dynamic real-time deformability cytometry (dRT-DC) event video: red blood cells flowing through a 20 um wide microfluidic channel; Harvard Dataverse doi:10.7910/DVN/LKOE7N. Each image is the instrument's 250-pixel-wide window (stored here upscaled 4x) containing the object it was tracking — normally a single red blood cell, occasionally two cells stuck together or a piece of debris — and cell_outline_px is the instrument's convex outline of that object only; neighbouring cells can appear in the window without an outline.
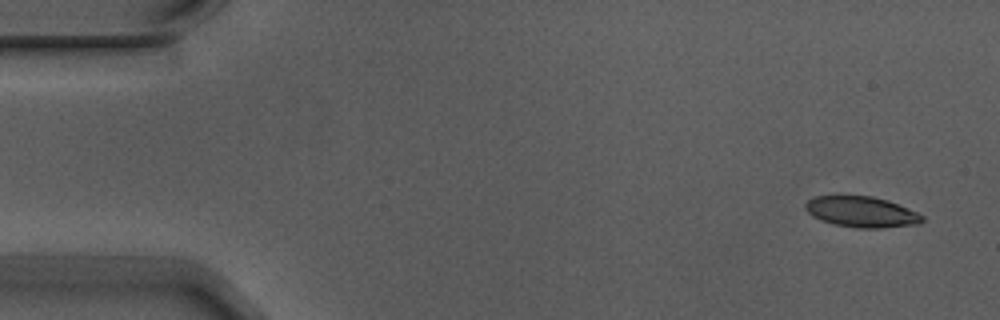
{"species": "Egyptian fruit bat (a non-hibernating species)", "species_latin": "Rousettus aegyptiacus", "temperature_condition": "warm", "stored_images_in_passage": 4, "camera_frame_rate_fps": 3000, "um_per_image_px": 0.085, "animal": {"sex": "male"}, "frame": {"image": 1, "passage_image": 1, "time_ms": 0.0, "image_size_px": [1000, 320], "cell_outline_px": [[924, 220], [920, 224], [880, 228], [856, 228], [836, 224], [820, 220], [812, 216], [804, 208], [804, 204], [808, 200], [816, 196], [872, 196], [888, 200], [908, 208], [924, 216]], "centroid_in_image_um": [73.24, 18.01], "position_along_channel_um": 11.8, "area_um2": 20.98}}
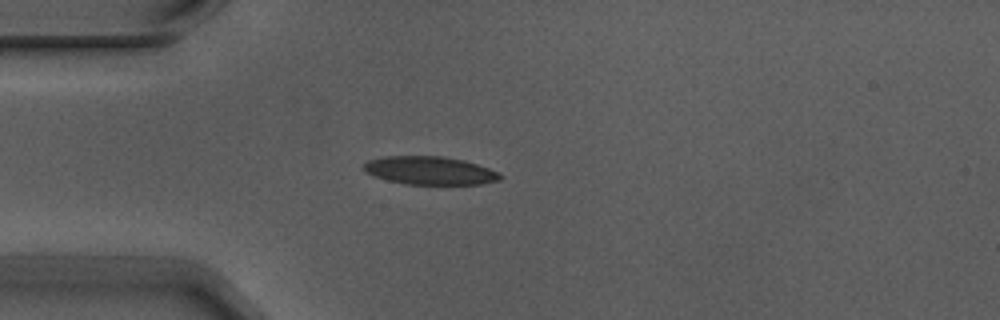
{"frame": {"image": 2, "passage_image": 4, "time_ms": 1.0, "image_size_px": [1000, 320], "cell_outline_px": [[504, 176], [500, 180], [480, 184], [404, 184], [372, 176], [364, 172], [360, 168], [368, 160], [384, 156], [444, 156], [464, 160], [488, 168]], "centroid_in_image_um": [36.48, 14.49], "position_along_channel_um": 48.5, "area_um2": 22.54}}